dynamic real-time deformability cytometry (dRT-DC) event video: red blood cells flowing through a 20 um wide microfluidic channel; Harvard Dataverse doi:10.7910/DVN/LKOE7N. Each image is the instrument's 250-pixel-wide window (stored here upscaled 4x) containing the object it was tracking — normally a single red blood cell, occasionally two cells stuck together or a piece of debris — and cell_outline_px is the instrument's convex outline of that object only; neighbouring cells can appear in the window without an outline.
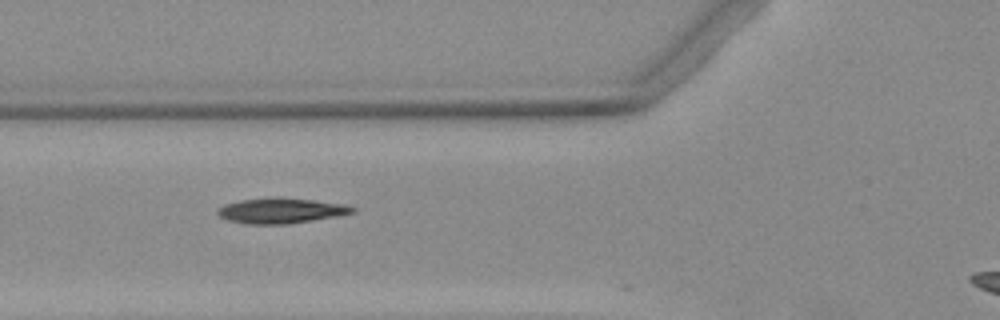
{"species": "Egyptian fruit bat (a non-hibernating species)", "species_latin": "Rousettus aegyptiacus", "temperature_condition": "warm", "stored_images_in_passage": 4, "camera_frame_rate_fps": 3000, "um_per_image_px": 0.085, "animal": {"sex": "female"}, "frame": {"image": 1, "passage_image": 2, "time_ms": 0.333, "image_size_px": [1000, 320], "cell_outline_px": [[356, 212], [336, 216], [312, 220], [284, 224], [248, 224], [228, 220], [220, 216], [216, 212], [216, 208], [224, 204], [240, 200], [312, 200], [344, 204], [356, 208]], "centroid_in_image_um": [23.87, 17.95], "position_along_channel_um": 101.9, "area_um2": 18.9}}